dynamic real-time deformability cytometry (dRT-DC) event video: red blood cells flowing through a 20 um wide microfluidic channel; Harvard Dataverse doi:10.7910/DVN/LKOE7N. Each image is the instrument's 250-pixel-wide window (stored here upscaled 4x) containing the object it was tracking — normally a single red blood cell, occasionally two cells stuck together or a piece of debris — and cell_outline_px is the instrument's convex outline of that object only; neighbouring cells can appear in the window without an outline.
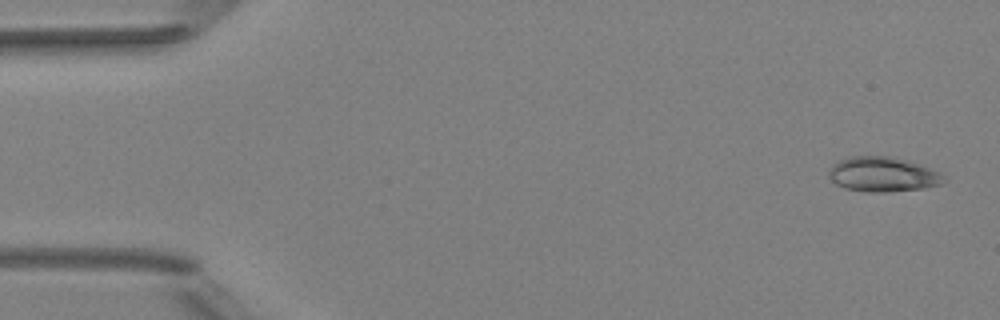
{"species": "Egyptian fruit bat (a non-hibernating species)", "species_latin": "Rousettus aegyptiacus", "temperature_condition": "room temperature", "stored_images_in_passage": 5, "segment_of_instrument_passage": [2, 2], "camera_frame_rate_fps": 3000, "um_per_image_px": 0.085, "animal": {"sex": "female"}, "frame": {"image": 1, "passage_image": 5, "time_ms": 4.667, "image_size_px": [1000, 320], "cell_outline_px": [[948, 180], [944, 184], [924, 188], [888, 192], [868, 192], [844, 188], [836, 184], [828, 176], [828, 172], [832, 164], [836, 160], [852, 156], [892, 156], [908, 160], [940, 172]], "centroid_in_image_um": [75.05, 14.82], "position_along_channel_um": 10.0, "area_um2": 23.7}}